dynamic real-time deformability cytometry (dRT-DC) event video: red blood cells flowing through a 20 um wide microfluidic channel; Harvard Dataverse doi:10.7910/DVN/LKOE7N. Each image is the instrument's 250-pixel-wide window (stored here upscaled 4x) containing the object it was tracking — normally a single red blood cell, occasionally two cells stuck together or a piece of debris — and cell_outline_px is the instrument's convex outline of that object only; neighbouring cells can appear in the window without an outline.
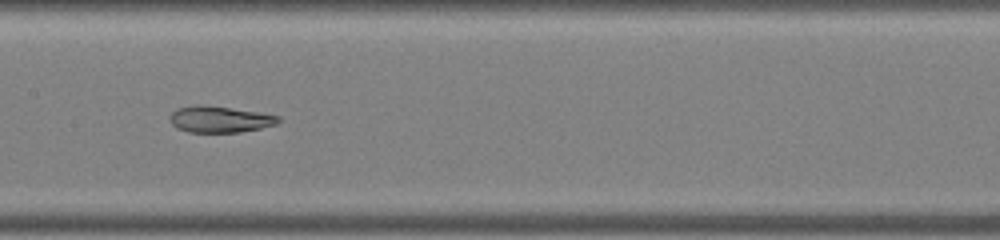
{"species": "common noctule bat (a hibernating species)", "species_latin": "Nyctalus noctula", "temperature_condition": "warm", "stored_images_in_passage": 38, "camera_frame_rate_fps": 3000, "um_per_image_px": 0.085, "animal": {"sex": "male", "body_mass_g": 19.0, "forearm_length_mm": 50.8}, "frame": {"image": 1, "passage_image": 12, "time_ms": 3.667, "image_size_px": [1000, 240], "cell_outline_px": [[280, 120], [276, 124], [260, 128], [240, 132], [188, 132], [176, 128], [172, 124], [172, 112], [180, 108], [228, 108], [256, 112], [280, 116]], "centroid_in_image_um": [18.76, 10.2], "position_along_channel_um": 188.6, "area_um2": 15.55}, "authors_computed_cell_mechanics": {"area_um2": 19.5653, "velocity_mm_per_s": 3.9837, "shape_relaxation_time_tau1_ms": null, "shape_relaxation_time_tau2_ms": 1.7414, "deformation_change_tau1": null, "deformation_change_tau2": 0.0722}}